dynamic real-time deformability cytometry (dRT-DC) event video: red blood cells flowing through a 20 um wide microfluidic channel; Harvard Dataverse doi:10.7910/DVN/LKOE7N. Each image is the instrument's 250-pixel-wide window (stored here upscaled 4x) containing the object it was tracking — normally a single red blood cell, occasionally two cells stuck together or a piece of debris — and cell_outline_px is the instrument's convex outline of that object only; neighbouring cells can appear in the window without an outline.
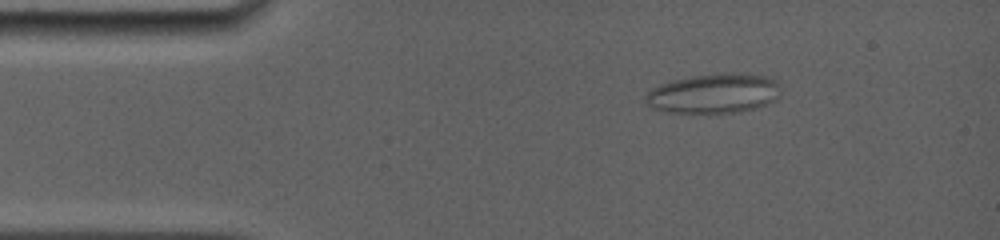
{"species": "common noctule bat (a hibernating species)", "species_latin": "Nyctalus noctula", "temperature_condition": "room temperature", "stored_images_in_passage": 6, "camera_frame_rate_fps": 5000, "um_per_image_px": 0.085, "animal": {"sex": "female", "body_mass_g": 19.0, "forearm_length_mm": 56.7}, "frame": {"image": 1, "passage_image": 3, "time_ms": 1.6, "image_size_px": [1000, 240], "cell_outline_px": [[780, 96], [776, 100], [756, 108], [740, 112], [664, 112], [652, 108], [644, 100], [644, 96], [652, 88], [660, 84], [672, 80], [692, 76], [772, 76], [780, 80]], "centroid_in_image_um": [60.68, 7.98], "position_along_channel_um": 24.3, "area_um2": 30.52}}
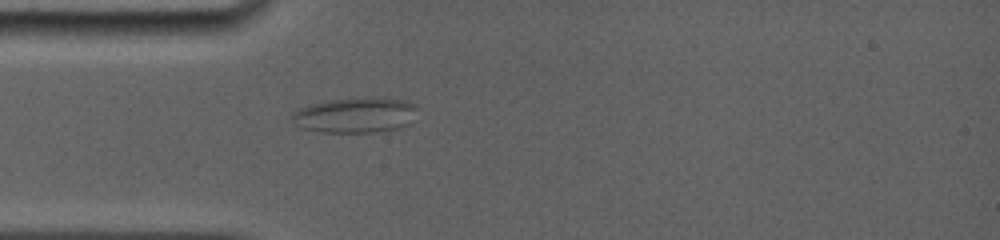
{"frame": {"image": 2, "passage_image": 5, "time_ms": 3.8, "image_size_px": [1000, 240], "cell_outline_px": [[416, 108], [412, 124], [396, 128], [376, 132], [320, 132], [300, 128], [292, 124], [288, 116], [292, 112], [308, 104], [328, 100], [364, 96], [380, 96], [408, 100], [416, 104]], "centroid_in_image_um": [30.18, 9.76], "position_along_channel_um": 54.8, "area_um2": 26.82}}
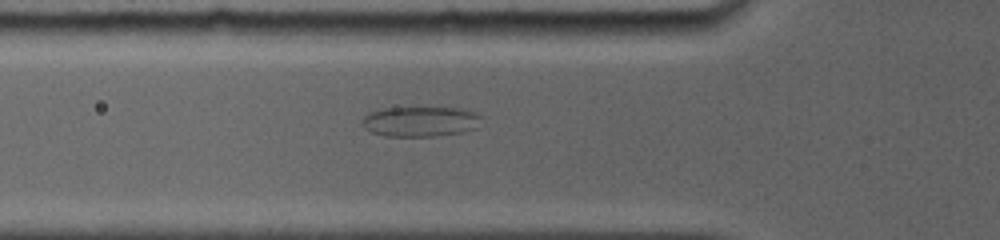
{"frame": {"image": 3, "passage_image": 6, "time_ms": 4.8, "image_size_px": [1000, 240], "cell_outline_px": [[480, 116], [476, 128], [464, 132], [432, 136], [384, 136], [372, 132], [364, 128], [360, 124], [360, 120], [368, 112], [384, 108], [464, 108], [476, 112]], "centroid_in_image_um": [35.68, 10.32], "position_along_channel_um": 90.1, "area_um2": 21.04}}